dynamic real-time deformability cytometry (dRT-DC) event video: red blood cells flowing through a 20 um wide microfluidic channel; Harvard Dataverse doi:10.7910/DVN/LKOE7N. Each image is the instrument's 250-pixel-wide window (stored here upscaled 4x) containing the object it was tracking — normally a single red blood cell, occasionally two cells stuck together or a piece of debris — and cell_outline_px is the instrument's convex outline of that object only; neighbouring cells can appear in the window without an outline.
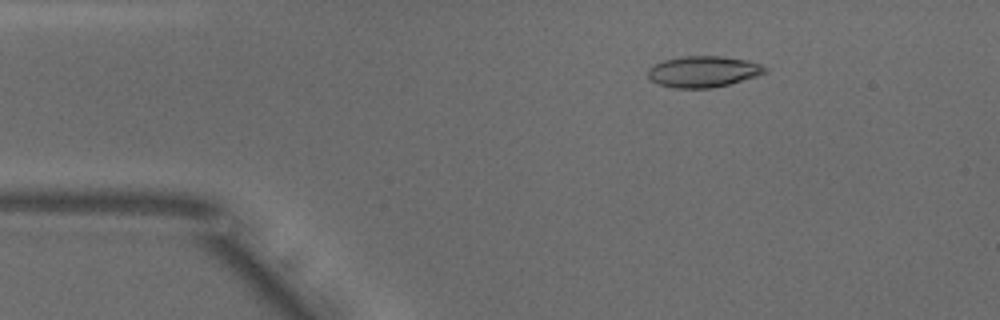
{"species": "common noctule bat (a hibernating species)", "species_latin": "Nyctalus noctula", "temperature_condition": "warm", "stored_images_in_passage": 44, "camera_frame_rate_fps": 3000, "um_per_image_px": 0.085, "animal": {"sex": "male", "body_mass_g": 18.8}, "frame": {"image": 1, "passage_image": 8, "time_ms": 2.333, "image_size_px": [1000, 320], "cell_outline_px": [[768, 72], [756, 76], [728, 84], [712, 88], [672, 88], [660, 84], [652, 80], [648, 76], [648, 68], [664, 60], [684, 56], [720, 56], [748, 60], [760, 64], [768, 68]], "centroid_in_image_um": [59.8, 6.08], "position_along_channel_um": 25.2, "area_um2": 21.15}}
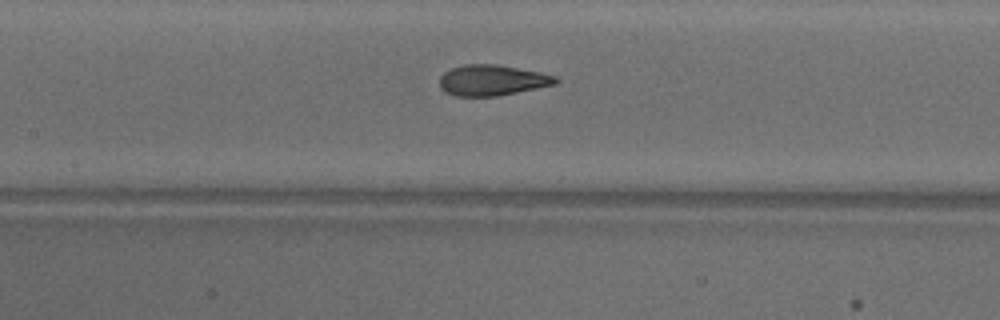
{"frame": {"image": 2, "passage_image": 23, "time_ms": 7.333, "image_size_px": [1000, 320], "cell_outline_px": [[560, 80], [556, 84], [496, 96], [456, 96], [444, 92], [440, 88], [440, 76], [444, 72], [452, 68], [464, 64], [496, 64], [540, 72], [556, 76]], "centroid_in_image_um": [41.81, 6.82], "position_along_channel_um": 165.6, "area_um2": 20.75}}
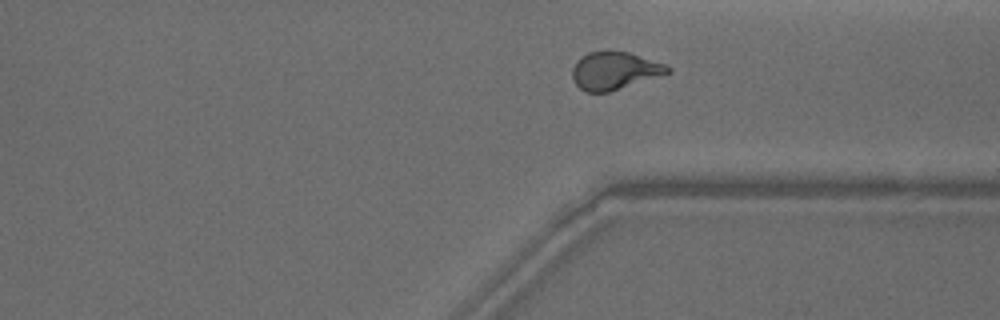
{"frame": {"image": 3, "passage_image": 38, "time_ms": 12.333, "image_size_px": [1000, 320], "cell_outline_px": [[672, 72], [608, 92], [584, 92], [572, 80], [572, 68], [576, 60], [588, 52], [628, 52], [664, 64], [672, 68]], "centroid_in_image_um": [52.21, 6.02], "position_along_channel_um": 359.2, "area_um2": 20.69}, "authors_computed_cell_mechanics": {"area_um2": 21.0103, "velocity_mm_per_s": 3.8796, "shape_relaxation_time_tau1_ms": 6.879, "shape_relaxation_time_tau2_ms": 1.177, "deformation_change_tau1": 0.2465, "deformation_change_tau2": 0.0776}}